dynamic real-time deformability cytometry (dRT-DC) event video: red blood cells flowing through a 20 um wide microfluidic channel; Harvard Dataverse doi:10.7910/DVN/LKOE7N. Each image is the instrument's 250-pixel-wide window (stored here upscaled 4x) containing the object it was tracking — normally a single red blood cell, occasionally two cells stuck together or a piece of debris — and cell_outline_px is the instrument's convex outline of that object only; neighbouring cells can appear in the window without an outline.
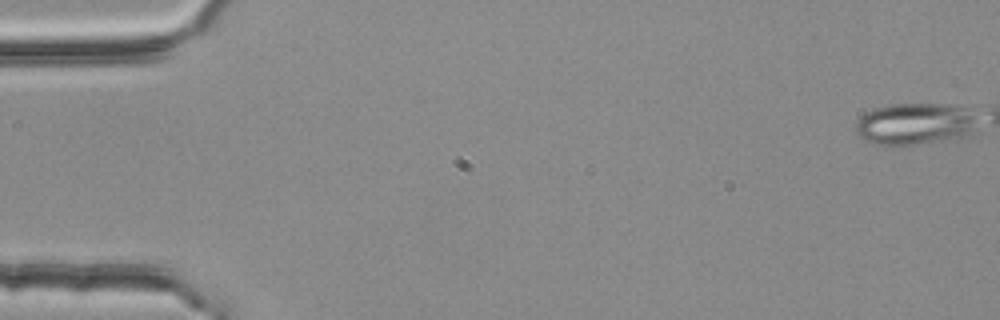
{"species": "common noctule bat (a hibernating species)", "species_latin": "Nyctalus noctula", "temperature_condition": "room temperature", "stored_images_in_passage": 2, "camera_frame_rate_fps": 3000, "um_per_image_px": 0.085, "animal": {"sex": "female", "body_mass_g": 25.1}, "frame": {"image": 1, "passage_image": 1, "time_ms": 0.0, "image_size_px": [1000, 320], "cell_outline_px": [[976, 120], [968, 132], [964, 136], [956, 140], [912, 144], [876, 144], [864, 140], [856, 132], [856, 120], [864, 112], [872, 108], [892, 104], [940, 104], [964, 108]], "centroid_in_image_um": [77.67, 10.53], "position_along_channel_um": 7.3, "area_um2": 29.19}}